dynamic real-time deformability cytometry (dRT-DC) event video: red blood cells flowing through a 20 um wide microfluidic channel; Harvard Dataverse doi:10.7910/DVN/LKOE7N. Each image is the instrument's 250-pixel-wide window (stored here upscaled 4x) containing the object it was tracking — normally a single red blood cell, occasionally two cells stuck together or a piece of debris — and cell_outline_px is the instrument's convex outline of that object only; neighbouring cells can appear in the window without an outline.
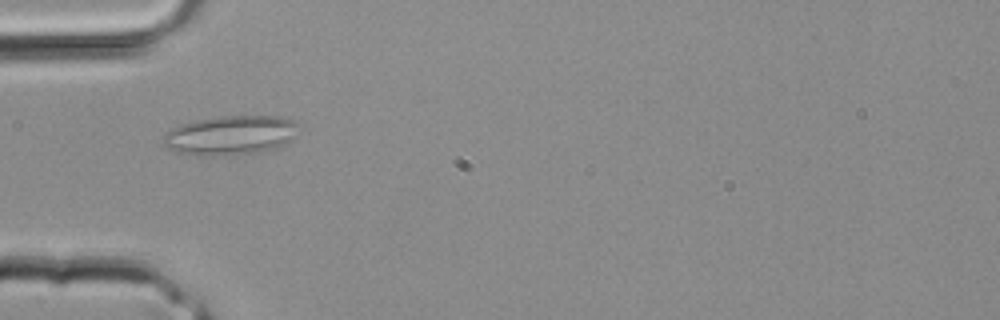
{"species": "common noctule bat (a hibernating species)", "species_latin": "Nyctalus noctula", "temperature_condition": "room temperature", "stored_images_in_passage": 1, "camera_frame_rate_fps": 3000, "um_per_image_px": 0.085, "animal": {"sex": "male", "body_mass_g": 20.4}, "frame": {"image": 1, "passage_image": 1, "time_ms": 0.0, "image_size_px": [1000, 320], "cell_outline_px": [[300, 124], [292, 140], [276, 148], [252, 152], [180, 152], [168, 148], [160, 144], [164, 132], [180, 124], [196, 120], [220, 116], [276, 116], [296, 120]], "centroid_in_image_um": [19.63, 11.42], "position_along_channel_um": 65.4, "area_um2": 29.94}}